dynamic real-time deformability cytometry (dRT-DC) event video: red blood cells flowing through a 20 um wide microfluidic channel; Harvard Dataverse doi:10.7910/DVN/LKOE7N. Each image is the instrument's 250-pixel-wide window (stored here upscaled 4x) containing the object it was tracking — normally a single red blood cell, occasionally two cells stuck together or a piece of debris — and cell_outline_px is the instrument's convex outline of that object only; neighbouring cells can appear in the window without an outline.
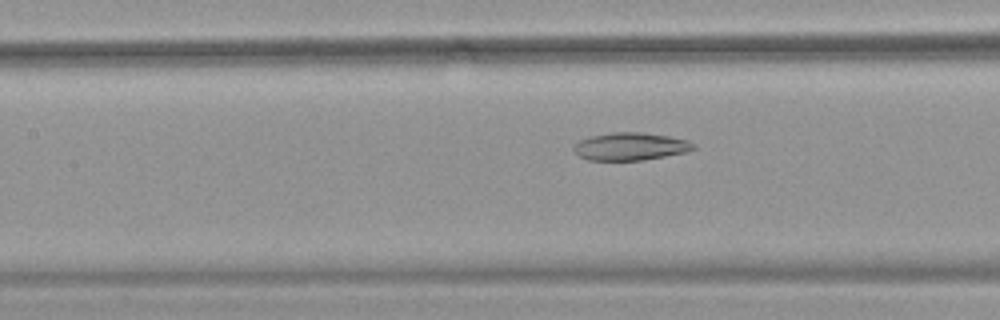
{"species": "common noctule bat (a hibernating species)", "species_latin": "Nyctalus noctula", "temperature_condition": "warm", "stored_images_in_passage": 53, "camera_frame_rate_fps": 3000, "um_per_image_px": 0.085, "animal": {"sex": "female", "body_mass_g": 18.4}, "frame": {"image": 1, "passage_image": 24, "time_ms": 7.667, "image_size_px": [1000, 320], "cell_outline_px": [[696, 148], [688, 152], [640, 160], [588, 160], [580, 156], [572, 148], [580, 140], [592, 136], [612, 132], [644, 132], [668, 136], [688, 140], [696, 144]], "centroid_in_image_um": [53.63, 12.44], "position_along_channel_um": 153.8, "area_um2": 19.25}}
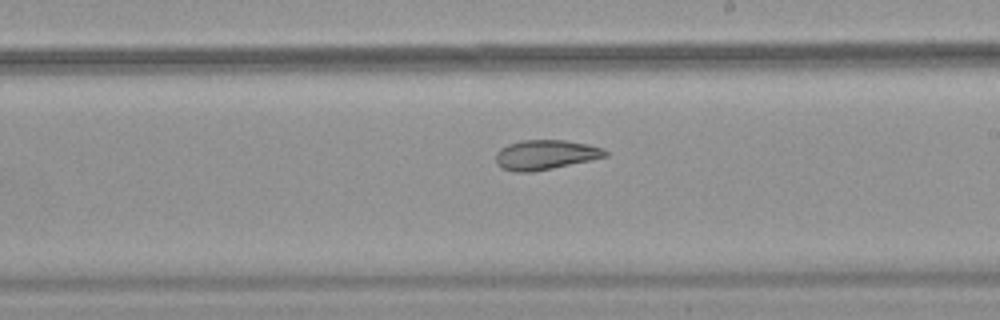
{"frame": {"image": 2, "passage_image": 31, "time_ms": 10.0, "image_size_px": [1000, 320], "cell_outline_px": [[608, 156], [552, 168], [532, 172], [516, 172], [500, 168], [496, 164], [496, 152], [500, 148], [508, 144], [520, 140], [564, 140], [588, 144], [604, 148], [608, 152]], "centroid_in_image_um": [46.33, 13.15], "position_along_channel_um": 242.7, "area_um2": 19.02}}
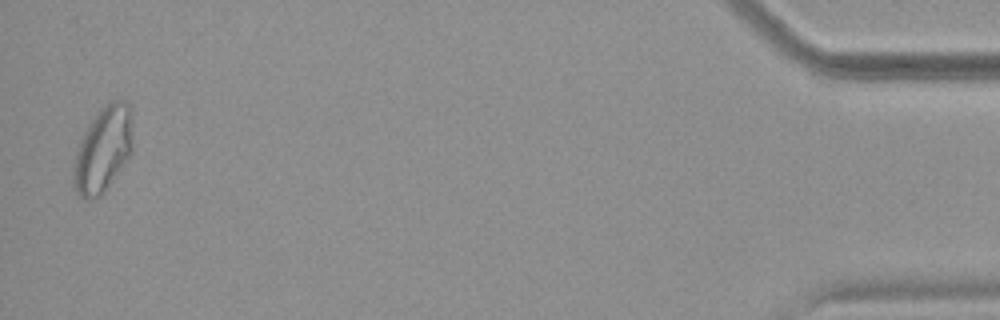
{"frame": {"image": 3, "passage_image": 52, "time_ms": 17.0, "image_size_px": [1000, 320], "cell_outline_px": [[132, 152], [104, 192], [100, 196], [88, 200], [84, 200], [76, 192], [72, 184], [72, 176], [76, 152], [80, 140], [88, 124], [96, 112], [108, 100], [128, 100], [132, 148]], "centroid_in_image_um": [8.72, 12.71], "position_along_channel_um": 426.5, "area_um2": 29.48}, "authors_computed_cell_mechanics": {"area_um2": 24.5072, "velocity_mm_per_s": 3.8257, "shape_relaxation_time_tau1_ms": null, "shape_relaxation_time_tau2_ms": 2.9997, "deformation_change_tau1": null, "deformation_change_tau2": 0.0924}}